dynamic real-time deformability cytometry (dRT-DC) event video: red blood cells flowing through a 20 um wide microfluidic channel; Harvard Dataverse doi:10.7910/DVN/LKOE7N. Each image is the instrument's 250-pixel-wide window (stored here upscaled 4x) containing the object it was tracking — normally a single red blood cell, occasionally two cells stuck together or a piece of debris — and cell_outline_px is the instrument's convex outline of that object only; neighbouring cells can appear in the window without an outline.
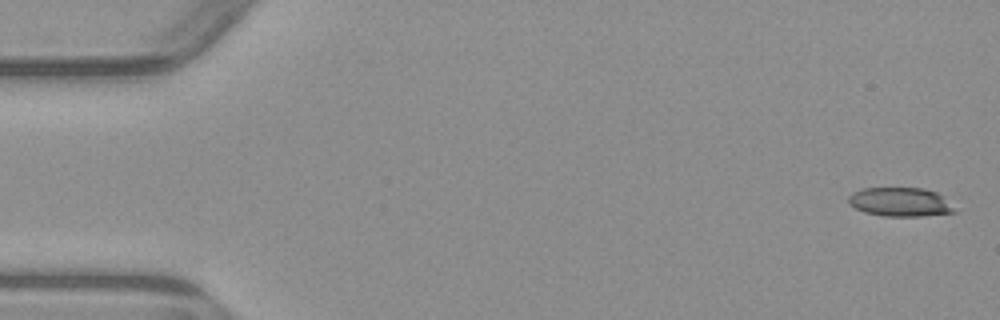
{"species": "common noctule bat (a hibernating species)", "species_latin": "Nyctalus noctula", "temperature_condition": "warm", "stored_images_in_passage": 7, "camera_frame_rate_fps": 3000, "um_per_image_px": 0.085, "animal": {"sex": "male", "body_mass_g": 23.1, "forearm_length_mm": 52.7}, "frame": {"image": 1, "passage_image": 1, "time_ms": 0.0, "image_size_px": [1000, 320], "cell_outline_px": [[956, 212], [920, 216], [884, 216], [864, 212], [856, 208], [848, 200], [848, 196], [852, 192], [864, 188], [924, 188], [936, 192]], "centroid_in_image_um": [76.45, 17.16], "position_along_channel_um": 8.5, "area_um2": 17.46}}
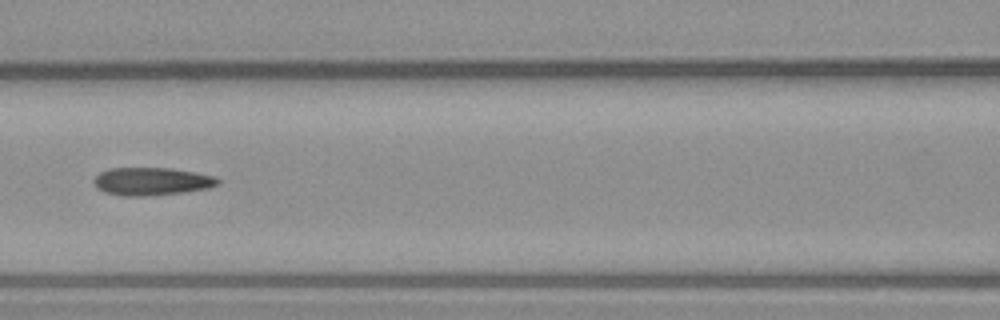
{"frame": {"image": 2, "passage_image": 6, "time_ms": 7.333, "image_size_px": [1000, 320], "cell_outline_px": [[220, 180], [216, 184], [208, 188], [184, 192], [140, 196], [124, 196], [104, 192], [96, 188], [92, 180], [100, 172], [108, 168], [172, 168], [196, 172], [216, 176]], "centroid_in_image_um": [12.86, 15.41], "position_along_channel_um": 153.7, "area_um2": 20.17}}
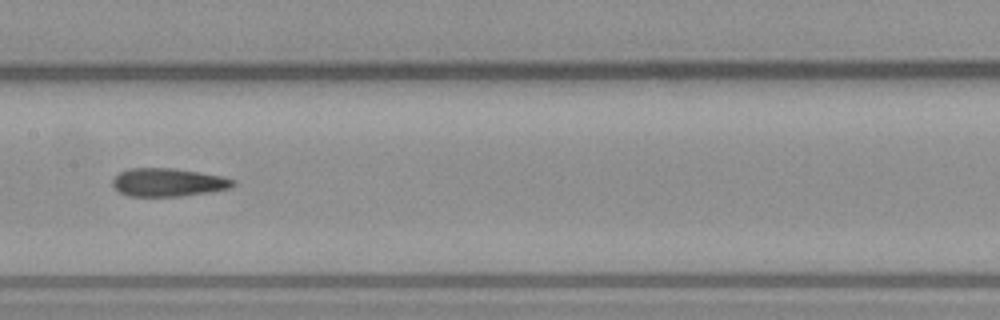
{"frame": {"image": 3, "passage_image": 7, "time_ms": 8.333, "image_size_px": [1000, 320], "cell_outline_px": [[236, 184], [228, 188], [212, 192], [180, 196], [128, 196], [120, 192], [112, 184], [112, 180], [120, 172], [128, 168], [172, 168], [200, 172], [220, 176], [236, 180]], "centroid_in_image_um": [14.3, 15.5], "position_along_channel_um": 193.1, "area_um2": 19.77}}